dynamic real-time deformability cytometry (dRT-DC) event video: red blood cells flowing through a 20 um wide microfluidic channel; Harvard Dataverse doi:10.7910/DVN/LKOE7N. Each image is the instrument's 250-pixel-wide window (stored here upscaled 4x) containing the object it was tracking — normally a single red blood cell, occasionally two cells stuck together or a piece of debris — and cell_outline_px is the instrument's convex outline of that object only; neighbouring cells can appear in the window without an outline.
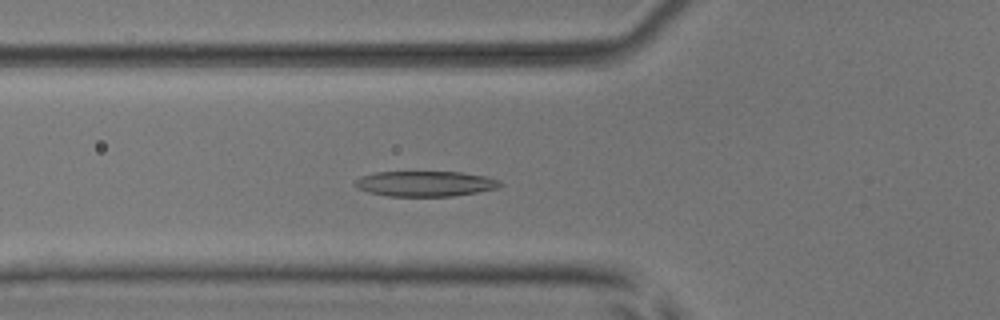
{"species": "common noctule bat (a hibernating species)", "species_latin": "Nyctalus noctula", "temperature_condition": "room temperature", "stored_images_in_passage": 38, "camera_frame_rate_fps": 3000, "um_per_image_px": 0.085, "animal": {"sex": "male", "body_mass_g": 17.9, "forearm_length_mm": 54.2}, "frame": {"image": 1, "passage_image": 5, "time_ms": 1.333, "image_size_px": [1000, 320], "cell_outline_px": [[504, 184], [496, 188], [476, 192], [452, 196], [388, 196], [368, 192], [356, 188], [352, 184], [360, 176], [376, 172], [460, 172], [484, 176], [500, 180]], "centroid_in_image_um": [36.1, 15.61], "position_along_channel_um": 89.7, "area_um2": 21.44}}
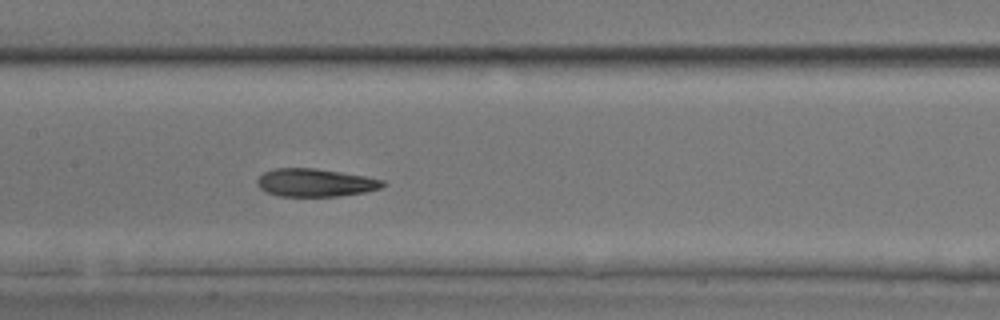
{"frame": {"image": 2, "passage_image": 12, "time_ms": 3.667, "image_size_px": [1000, 320], "cell_outline_px": [[384, 184], [380, 188], [364, 192], [336, 196], [280, 196], [268, 192], [260, 188], [256, 184], [256, 180], [264, 172], [276, 168], [316, 168], [364, 176], [384, 180]], "centroid_in_image_um": [26.76, 15.52], "position_along_channel_um": 180.6, "area_um2": 20.23}}
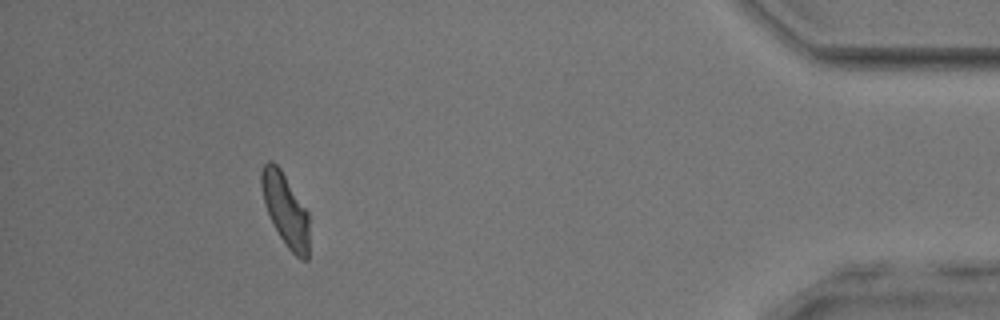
{"frame": {"image": 3, "passage_image": 34, "time_ms": 11.0, "image_size_px": [1000, 320], "cell_outline_px": [[308, 260], [300, 260], [288, 248], [272, 224], [264, 204], [260, 184], [260, 172], [264, 164], [268, 160], [272, 160], [280, 168], [308, 212]], "centroid_in_image_um": [24.23, 17.81], "position_along_channel_um": 411.0, "area_um2": 20.23}, "authors_computed_cell_mechanics": {"area_um2": 21.0103, "velocity_mm_per_s": 3.9017, "shape_relaxation_time_tau1_ms": 4.0713, "shape_relaxation_time_tau2_ms": 2.573, "deformation_change_tau1": 0.1741, "deformation_change_tau2": 0.1137}}